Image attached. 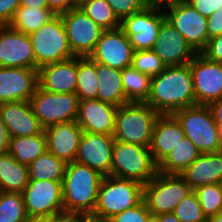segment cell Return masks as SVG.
Segmentation results:
<instances>
[{"mask_svg":"<svg viewBox=\"0 0 222 222\" xmlns=\"http://www.w3.org/2000/svg\"><path fill=\"white\" fill-rule=\"evenodd\" d=\"M145 103L159 114H173L195 105L190 63L166 66L161 73L152 77L150 94Z\"/></svg>","mask_w":222,"mask_h":222,"instance_id":"cell-1","label":"cell"},{"mask_svg":"<svg viewBox=\"0 0 222 222\" xmlns=\"http://www.w3.org/2000/svg\"><path fill=\"white\" fill-rule=\"evenodd\" d=\"M103 176L76 161L67 163L62 181L63 208L91 215L95 209Z\"/></svg>","mask_w":222,"mask_h":222,"instance_id":"cell-2","label":"cell"},{"mask_svg":"<svg viewBox=\"0 0 222 222\" xmlns=\"http://www.w3.org/2000/svg\"><path fill=\"white\" fill-rule=\"evenodd\" d=\"M143 187L135 180L103 176L91 221L106 222L112 216L137 206L143 201Z\"/></svg>","mask_w":222,"mask_h":222,"instance_id":"cell-3","label":"cell"},{"mask_svg":"<svg viewBox=\"0 0 222 222\" xmlns=\"http://www.w3.org/2000/svg\"><path fill=\"white\" fill-rule=\"evenodd\" d=\"M159 113L146 103L129 102L117 108L114 140L150 147Z\"/></svg>","mask_w":222,"mask_h":222,"instance_id":"cell-4","label":"cell"},{"mask_svg":"<svg viewBox=\"0 0 222 222\" xmlns=\"http://www.w3.org/2000/svg\"><path fill=\"white\" fill-rule=\"evenodd\" d=\"M185 136L202 153L222 150V132L207 105H193L175 111Z\"/></svg>","mask_w":222,"mask_h":222,"instance_id":"cell-5","label":"cell"},{"mask_svg":"<svg viewBox=\"0 0 222 222\" xmlns=\"http://www.w3.org/2000/svg\"><path fill=\"white\" fill-rule=\"evenodd\" d=\"M158 173L150 147L115 140L111 176L147 184Z\"/></svg>","mask_w":222,"mask_h":222,"instance_id":"cell-6","label":"cell"},{"mask_svg":"<svg viewBox=\"0 0 222 222\" xmlns=\"http://www.w3.org/2000/svg\"><path fill=\"white\" fill-rule=\"evenodd\" d=\"M192 191L181 175L158 172L144 185L143 201L152 216L171 213Z\"/></svg>","mask_w":222,"mask_h":222,"instance_id":"cell-7","label":"cell"},{"mask_svg":"<svg viewBox=\"0 0 222 222\" xmlns=\"http://www.w3.org/2000/svg\"><path fill=\"white\" fill-rule=\"evenodd\" d=\"M35 56V69L72 57L61 15H56L39 30L29 34Z\"/></svg>","mask_w":222,"mask_h":222,"instance_id":"cell-8","label":"cell"},{"mask_svg":"<svg viewBox=\"0 0 222 222\" xmlns=\"http://www.w3.org/2000/svg\"><path fill=\"white\" fill-rule=\"evenodd\" d=\"M30 103L43 129L77 119L79 98L76 93H52L38 85Z\"/></svg>","mask_w":222,"mask_h":222,"instance_id":"cell-9","label":"cell"},{"mask_svg":"<svg viewBox=\"0 0 222 222\" xmlns=\"http://www.w3.org/2000/svg\"><path fill=\"white\" fill-rule=\"evenodd\" d=\"M164 14L166 20L185 38L196 53H201L206 48L207 17L184 2L165 9Z\"/></svg>","mask_w":222,"mask_h":222,"instance_id":"cell-10","label":"cell"},{"mask_svg":"<svg viewBox=\"0 0 222 222\" xmlns=\"http://www.w3.org/2000/svg\"><path fill=\"white\" fill-rule=\"evenodd\" d=\"M166 19L164 11L144 7L120 21V29L129 38L134 51L151 50L158 40V32Z\"/></svg>","mask_w":222,"mask_h":222,"instance_id":"cell-11","label":"cell"},{"mask_svg":"<svg viewBox=\"0 0 222 222\" xmlns=\"http://www.w3.org/2000/svg\"><path fill=\"white\" fill-rule=\"evenodd\" d=\"M72 54L76 57H89L104 31L79 7L61 13Z\"/></svg>","mask_w":222,"mask_h":222,"instance_id":"cell-12","label":"cell"},{"mask_svg":"<svg viewBox=\"0 0 222 222\" xmlns=\"http://www.w3.org/2000/svg\"><path fill=\"white\" fill-rule=\"evenodd\" d=\"M195 105H209L222 99V64L197 53L190 62Z\"/></svg>","mask_w":222,"mask_h":222,"instance_id":"cell-13","label":"cell"},{"mask_svg":"<svg viewBox=\"0 0 222 222\" xmlns=\"http://www.w3.org/2000/svg\"><path fill=\"white\" fill-rule=\"evenodd\" d=\"M22 194L27 215L53 216L64 210L62 181L29 180Z\"/></svg>","mask_w":222,"mask_h":222,"instance_id":"cell-14","label":"cell"},{"mask_svg":"<svg viewBox=\"0 0 222 222\" xmlns=\"http://www.w3.org/2000/svg\"><path fill=\"white\" fill-rule=\"evenodd\" d=\"M133 53L129 38L118 28L102 32L89 58L96 63L123 70L132 65Z\"/></svg>","mask_w":222,"mask_h":222,"instance_id":"cell-15","label":"cell"},{"mask_svg":"<svg viewBox=\"0 0 222 222\" xmlns=\"http://www.w3.org/2000/svg\"><path fill=\"white\" fill-rule=\"evenodd\" d=\"M114 142L112 135L83 132L75 161L109 176Z\"/></svg>","mask_w":222,"mask_h":222,"instance_id":"cell-16","label":"cell"},{"mask_svg":"<svg viewBox=\"0 0 222 222\" xmlns=\"http://www.w3.org/2000/svg\"><path fill=\"white\" fill-rule=\"evenodd\" d=\"M0 67L35 69V56L28 34L9 25H0Z\"/></svg>","mask_w":222,"mask_h":222,"instance_id":"cell-17","label":"cell"},{"mask_svg":"<svg viewBox=\"0 0 222 222\" xmlns=\"http://www.w3.org/2000/svg\"><path fill=\"white\" fill-rule=\"evenodd\" d=\"M38 85V69L0 67V103L30 101Z\"/></svg>","mask_w":222,"mask_h":222,"instance_id":"cell-18","label":"cell"},{"mask_svg":"<svg viewBox=\"0 0 222 222\" xmlns=\"http://www.w3.org/2000/svg\"><path fill=\"white\" fill-rule=\"evenodd\" d=\"M166 66L189 64L197 54L185 38L165 19L151 49Z\"/></svg>","mask_w":222,"mask_h":222,"instance_id":"cell-19","label":"cell"},{"mask_svg":"<svg viewBox=\"0 0 222 222\" xmlns=\"http://www.w3.org/2000/svg\"><path fill=\"white\" fill-rule=\"evenodd\" d=\"M117 108L98 99L79 100L76 122L83 132L113 135Z\"/></svg>","mask_w":222,"mask_h":222,"instance_id":"cell-20","label":"cell"},{"mask_svg":"<svg viewBox=\"0 0 222 222\" xmlns=\"http://www.w3.org/2000/svg\"><path fill=\"white\" fill-rule=\"evenodd\" d=\"M0 116L10 137L33 136L44 131L30 101L0 103Z\"/></svg>","mask_w":222,"mask_h":222,"instance_id":"cell-21","label":"cell"},{"mask_svg":"<svg viewBox=\"0 0 222 222\" xmlns=\"http://www.w3.org/2000/svg\"><path fill=\"white\" fill-rule=\"evenodd\" d=\"M47 151L66 163L74 162L83 130L76 121L62 122L44 129Z\"/></svg>","mask_w":222,"mask_h":222,"instance_id":"cell-22","label":"cell"},{"mask_svg":"<svg viewBox=\"0 0 222 222\" xmlns=\"http://www.w3.org/2000/svg\"><path fill=\"white\" fill-rule=\"evenodd\" d=\"M77 77L76 56L38 69L39 86L52 93H75Z\"/></svg>","mask_w":222,"mask_h":222,"instance_id":"cell-23","label":"cell"},{"mask_svg":"<svg viewBox=\"0 0 222 222\" xmlns=\"http://www.w3.org/2000/svg\"><path fill=\"white\" fill-rule=\"evenodd\" d=\"M183 137L185 134L177 118L173 114H160L155 122L150 144L155 163L159 165Z\"/></svg>","mask_w":222,"mask_h":222,"instance_id":"cell-24","label":"cell"},{"mask_svg":"<svg viewBox=\"0 0 222 222\" xmlns=\"http://www.w3.org/2000/svg\"><path fill=\"white\" fill-rule=\"evenodd\" d=\"M180 175L192 190L208 184H222V150L202 153Z\"/></svg>","mask_w":222,"mask_h":222,"instance_id":"cell-25","label":"cell"},{"mask_svg":"<svg viewBox=\"0 0 222 222\" xmlns=\"http://www.w3.org/2000/svg\"><path fill=\"white\" fill-rule=\"evenodd\" d=\"M96 72L100 83L96 99L117 107L129 103L125 97L122 70L96 63Z\"/></svg>","mask_w":222,"mask_h":222,"instance_id":"cell-26","label":"cell"},{"mask_svg":"<svg viewBox=\"0 0 222 222\" xmlns=\"http://www.w3.org/2000/svg\"><path fill=\"white\" fill-rule=\"evenodd\" d=\"M28 183V165L15 160L9 152L0 155V187L2 191L22 193Z\"/></svg>","mask_w":222,"mask_h":222,"instance_id":"cell-27","label":"cell"},{"mask_svg":"<svg viewBox=\"0 0 222 222\" xmlns=\"http://www.w3.org/2000/svg\"><path fill=\"white\" fill-rule=\"evenodd\" d=\"M200 155L201 152L191 140L185 136L158 165V172L180 175Z\"/></svg>","mask_w":222,"mask_h":222,"instance_id":"cell-28","label":"cell"},{"mask_svg":"<svg viewBox=\"0 0 222 222\" xmlns=\"http://www.w3.org/2000/svg\"><path fill=\"white\" fill-rule=\"evenodd\" d=\"M47 150L46 135L10 137L9 153L18 162L29 165Z\"/></svg>","mask_w":222,"mask_h":222,"instance_id":"cell-29","label":"cell"},{"mask_svg":"<svg viewBox=\"0 0 222 222\" xmlns=\"http://www.w3.org/2000/svg\"><path fill=\"white\" fill-rule=\"evenodd\" d=\"M55 16L56 14L49 8L19 7L8 25L14 30L29 35L39 30Z\"/></svg>","mask_w":222,"mask_h":222,"instance_id":"cell-30","label":"cell"},{"mask_svg":"<svg viewBox=\"0 0 222 222\" xmlns=\"http://www.w3.org/2000/svg\"><path fill=\"white\" fill-rule=\"evenodd\" d=\"M67 163L45 151L28 165L29 180L63 181Z\"/></svg>","mask_w":222,"mask_h":222,"instance_id":"cell-31","label":"cell"},{"mask_svg":"<svg viewBox=\"0 0 222 222\" xmlns=\"http://www.w3.org/2000/svg\"><path fill=\"white\" fill-rule=\"evenodd\" d=\"M122 79L126 100L145 103L150 94L152 77L131 65L122 70Z\"/></svg>","mask_w":222,"mask_h":222,"instance_id":"cell-32","label":"cell"},{"mask_svg":"<svg viewBox=\"0 0 222 222\" xmlns=\"http://www.w3.org/2000/svg\"><path fill=\"white\" fill-rule=\"evenodd\" d=\"M76 94L79 100L96 99L99 81L96 72V62L89 57H77Z\"/></svg>","mask_w":222,"mask_h":222,"instance_id":"cell-33","label":"cell"},{"mask_svg":"<svg viewBox=\"0 0 222 222\" xmlns=\"http://www.w3.org/2000/svg\"><path fill=\"white\" fill-rule=\"evenodd\" d=\"M79 8L103 30L120 28V20L105 0H85Z\"/></svg>","mask_w":222,"mask_h":222,"instance_id":"cell-34","label":"cell"},{"mask_svg":"<svg viewBox=\"0 0 222 222\" xmlns=\"http://www.w3.org/2000/svg\"><path fill=\"white\" fill-rule=\"evenodd\" d=\"M27 217L22 193L2 192L0 222H24Z\"/></svg>","mask_w":222,"mask_h":222,"instance_id":"cell-35","label":"cell"},{"mask_svg":"<svg viewBox=\"0 0 222 222\" xmlns=\"http://www.w3.org/2000/svg\"><path fill=\"white\" fill-rule=\"evenodd\" d=\"M193 191L207 219L222 211V184H208Z\"/></svg>","mask_w":222,"mask_h":222,"instance_id":"cell-36","label":"cell"},{"mask_svg":"<svg viewBox=\"0 0 222 222\" xmlns=\"http://www.w3.org/2000/svg\"><path fill=\"white\" fill-rule=\"evenodd\" d=\"M180 222H207L194 191L182 199L173 212Z\"/></svg>","mask_w":222,"mask_h":222,"instance_id":"cell-37","label":"cell"},{"mask_svg":"<svg viewBox=\"0 0 222 222\" xmlns=\"http://www.w3.org/2000/svg\"><path fill=\"white\" fill-rule=\"evenodd\" d=\"M132 66L139 72L157 76L161 73L166 65L152 50H137L133 53Z\"/></svg>","mask_w":222,"mask_h":222,"instance_id":"cell-38","label":"cell"},{"mask_svg":"<svg viewBox=\"0 0 222 222\" xmlns=\"http://www.w3.org/2000/svg\"><path fill=\"white\" fill-rule=\"evenodd\" d=\"M151 217L152 213L142 201L137 206L112 216L106 222H148Z\"/></svg>","mask_w":222,"mask_h":222,"instance_id":"cell-39","label":"cell"},{"mask_svg":"<svg viewBox=\"0 0 222 222\" xmlns=\"http://www.w3.org/2000/svg\"><path fill=\"white\" fill-rule=\"evenodd\" d=\"M113 9L115 15L121 21L138 11H141L145 6L144 0H105Z\"/></svg>","mask_w":222,"mask_h":222,"instance_id":"cell-40","label":"cell"},{"mask_svg":"<svg viewBox=\"0 0 222 222\" xmlns=\"http://www.w3.org/2000/svg\"><path fill=\"white\" fill-rule=\"evenodd\" d=\"M201 54L211 61L222 64V34L208 40Z\"/></svg>","mask_w":222,"mask_h":222,"instance_id":"cell-41","label":"cell"},{"mask_svg":"<svg viewBox=\"0 0 222 222\" xmlns=\"http://www.w3.org/2000/svg\"><path fill=\"white\" fill-rule=\"evenodd\" d=\"M189 4L207 18L222 8V0H192Z\"/></svg>","mask_w":222,"mask_h":222,"instance_id":"cell-42","label":"cell"},{"mask_svg":"<svg viewBox=\"0 0 222 222\" xmlns=\"http://www.w3.org/2000/svg\"><path fill=\"white\" fill-rule=\"evenodd\" d=\"M20 7V0H0V25H8Z\"/></svg>","mask_w":222,"mask_h":222,"instance_id":"cell-43","label":"cell"},{"mask_svg":"<svg viewBox=\"0 0 222 222\" xmlns=\"http://www.w3.org/2000/svg\"><path fill=\"white\" fill-rule=\"evenodd\" d=\"M52 222H91V217L83 212L61 210L52 216Z\"/></svg>","mask_w":222,"mask_h":222,"instance_id":"cell-44","label":"cell"},{"mask_svg":"<svg viewBox=\"0 0 222 222\" xmlns=\"http://www.w3.org/2000/svg\"><path fill=\"white\" fill-rule=\"evenodd\" d=\"M208 40L222 34V8L207 18Z\"/></svg>","mask_w":222,"mask_h":222,"instance_id":"cell-45","label":"cell"},{"mask_svg":"<svg viewBox=\"0 0 222 222\" xmlns=\"http://www.w3.org/2000/svg\"><path fill=\"white\" fill-rule=\"evenodd\" d=\"M48 8L51 9L56 15L70 11L76 6L71 0H47Z\"/></svg>","mask_w":222,"mask_h":222,"instance_id":"cell-46","label":"cell"},{"mask_svg":"<svg viewBox=\"0 0 222 222\" xmlns=\"http://www.w3.org/2000/svg\"><path fill=\"white\" fill-rule=\"evenodd\" d=\"M10 136L8 129L0 116V155L9 151Z\"/></svg>","mask_w":222,"mask_h":222,"instance_id":"cell-47","label":"cell"},{"mask_svg":"<svg viewBox=\"0 0 222 222\" xmlns=\"http://www.w3.org/2000/svg\"><path fill=\"white\" fill-rule=\"evenodd\" d=\"M180 2H182V0H144L146 7L163 11L173 5H177Z\"/></svg>","mask_w":222,"mask_h":222,"instance_id":"cell-48","label":"cell"},{"mask_svg":"<svg viewBox=\"0 0 222 222\" xmlns=\"http://www.w3.org/2000/svg\"><path fill=\"white\" fill-rule=\"evenodd\" d=\"M208 107L212 112L214 121L222 132V99L211 102Z\"/></svg>","mask_w":222,"mask_h":222,"instance_id":"cell-49","label":"cell"},{"mask_svg":"<svg viewBox=\"0 0 222 222\" xmlns=\"http://www.w3.org/2000/svg\"><path fill=\"white\" fill-rule=\"evenodd\" d=\"M20 7L48 8L47 0H20Z\"/></svg>","mask_w":222,"mask_h":222,"instance_id":"cell-50","label":"cell"},{"mask_svg":"<svg viewBox=\"0 0 222 222\" xmlns=\"http://www.w3.org/2000/svg\"><path fill=\"white\" fill-rule=\"evenodd\" d=\"M154 217L157 219V222H180L173 212L156 215Z\"/></svg>","mask_w":222,"mask_h":222,"instance_id":"cell-51","label":"cell"},{"mask_svg":"<svg viewBox=\"0 0 222 222\" xmlns=\"http://www.w3.org/2000/svg\"><path fill=\"white\" fill-rule=\"evenodd\" d=\"M24 222H52V216L27 215Z\"/></svg>","mask_w":222,"mask_h":222,"instance_id":"cell-52","label":"cell"},{"mask_svg":"<svg viewBox=\"0 0 222 222\" xmlns=\"http://www.w3.org/2000/svg\"><path fill=\"white\" fill-rule=\"evenodd\" d=\"M207 222H222V211L209 217Z\"/></svg>","mask_w":222,"mask_h":222,"instance_id":"cell-53","label":"cell"},{"mask_svg":"<svg viewBox=\"0 0 222 222\" xmlns=\"http://www.w3.org/2000/svg\"><path fill=\"white\" fill-rule=\"evenodd\" d=\"M85 0H71V2L76 6L79 7Z\"/></svg>","mask_w":222,"mask_h":222,"instance_id":"cell-54","label":"cell"},{"mask_svg":"<svg viewBox=\"0 0 222 222\" xmlns=\"http://www.w3.org/2000/svg\"><path fill=\"white\" fill-rule=\"evenodd\" d=\"M148 222H157V219L154 216H152Z\"/></svg>","mask_w":222,"mask_h":222,"instance_id":"cell-55","label":"cell"},{"mask_svg":"<svg viewBox=\"0 0 222 222\" xmlns=\"http://www.w3.org/2000/svg\"><path fill=\"white\" fill-rule=\"evenodd\" d=\"M192 0H182V2H184V3H189V2H191Z\"/></svg>","mask_w":222,"mask_h":222,"instance_id":"cell-56","label":"cell"}]
</instances>
